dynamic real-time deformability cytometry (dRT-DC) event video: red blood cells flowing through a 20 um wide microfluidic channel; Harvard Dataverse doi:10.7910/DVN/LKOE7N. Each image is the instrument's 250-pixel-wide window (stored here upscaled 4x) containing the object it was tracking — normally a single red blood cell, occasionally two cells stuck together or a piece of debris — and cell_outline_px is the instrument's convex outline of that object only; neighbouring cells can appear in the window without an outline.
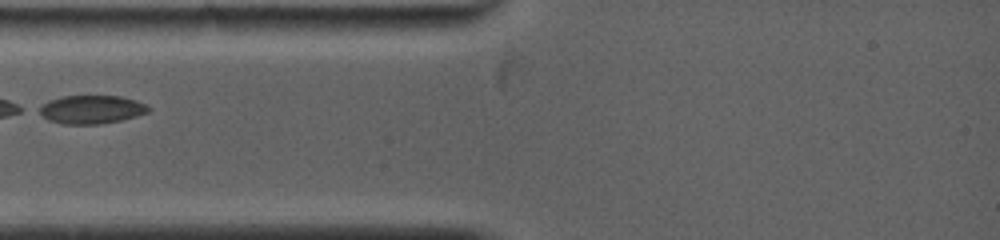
{"species": "common noctule bat (a hibernating species)", "species_latin": "Nyctalus noctula", "temperature_condition": "warm", "stored_images_in_passage": 5, "camera_frame_rate_fps": 5000, "um_per_image_px": 0.085, "animal": {"sex": "female", "body_mass_g": 19.0, "forearm_length_mm": 53.3}, "frame": {"image": 1, "passage_image": 1, "time_ms": 0.0, "image_size_px": [1000, 240], "cell_outline_px": [[152, 108], [148, 112], [136, 116], [120, 120], [100, 124], [60, 124], [48, 120], [36, 112], [36, 108], [48, 100], [60, 96], [120, 96], [136, 100]], "centroid_in_image_um": [7.7, 9.3], "position_along_channel_um": 77.3, "area_um2": 18.32}}